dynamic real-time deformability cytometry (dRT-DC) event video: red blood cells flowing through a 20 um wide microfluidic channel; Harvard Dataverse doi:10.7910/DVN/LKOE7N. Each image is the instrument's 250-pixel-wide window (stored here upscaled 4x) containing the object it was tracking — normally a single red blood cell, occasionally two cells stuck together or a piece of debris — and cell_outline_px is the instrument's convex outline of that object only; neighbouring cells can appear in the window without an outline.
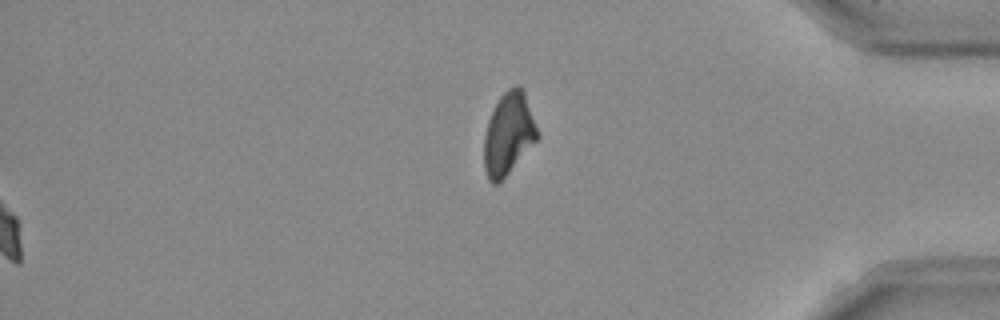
{"species": "Egyptian fruit bat (a non-hibernating species)", "species_latin": "Rousettus aegyptiacus", "temperature_condition": "room temperature", "stored_images_in_passage": 51, "segment_of_instrument_passage": [2, 2], "camera_frame_rate_fps": 3000, "um_per_image_px": 0.085, "frame": {"image": 1, "passage_image": 51, "time_ms": 16.667, "image_size_px": [1000, 320], "cell_outline_px": [[540, 136], [508, 172], [496, 184], [492, 184], [488, 180], [484, 168], [484, 136], [488, 120], [500, 96], [508, 88], [516, 84], [520, 84], [524, 88], [540, 132]], "centroid_in_image_um": [43.25, 11.3], "position_along_channel_um": 392.0, "area_um2": 25.66}}